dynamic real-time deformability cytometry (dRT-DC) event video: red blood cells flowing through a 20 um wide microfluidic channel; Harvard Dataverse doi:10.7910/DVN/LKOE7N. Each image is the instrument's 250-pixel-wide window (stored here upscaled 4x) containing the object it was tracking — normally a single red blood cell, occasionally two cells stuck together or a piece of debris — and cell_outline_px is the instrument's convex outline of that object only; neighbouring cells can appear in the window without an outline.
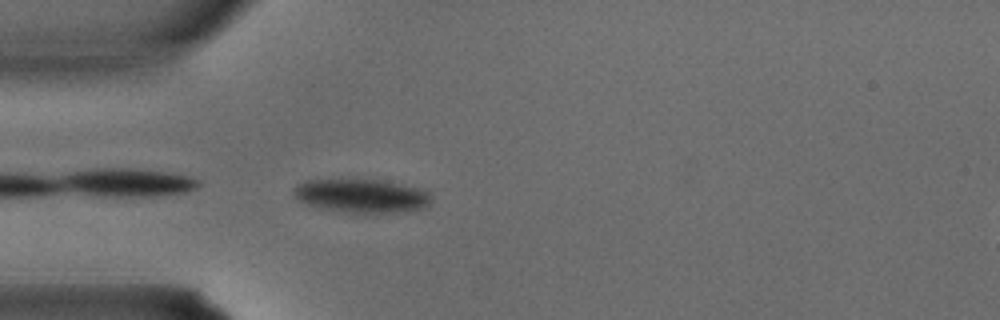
{"species": "common noctule bat (a hibernating species)", "species_latin": "Nyctalus noctula", "temperature_condition": "warm", "stored_images_in_passage": 10, "camera_frame_rate_fps": 3000, "um_per_image_px": 0.085, "animal": {"sex": "male", "body_mass_g": 15.6}, "frame": {"image": 1, "passage_image": 10, "time_ms": 3.0, "image_size_px": [1000, 320], "cell_outline_px": [[432, 200], [424, 208], [408, 212], [348, 212], [308, 204], [300, 200], [292, 192], [292, 188], [296, 184], [308, 180], [376, 180], [416, 188], [428, 192]], "centroid_in_image_um": [30.74, 16.65], "position_along_channel_um": 54.3, "area_um2": 26.18}}